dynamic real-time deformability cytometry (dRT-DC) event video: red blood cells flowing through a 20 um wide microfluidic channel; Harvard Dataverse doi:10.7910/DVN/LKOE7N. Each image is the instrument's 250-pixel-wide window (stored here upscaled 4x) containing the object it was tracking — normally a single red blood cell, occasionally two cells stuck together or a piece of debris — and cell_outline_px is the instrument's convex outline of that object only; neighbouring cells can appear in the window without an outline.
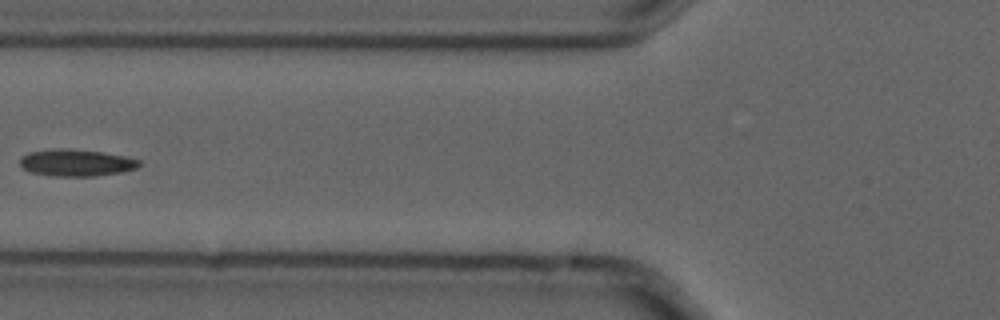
{"species": "common noctule bat (a hibernating species)", "species_latin": "Nyctalus noctula", "temperature_condition": "cold", "stored_images_in_passage": 7, "camera_frame_rate_fps": 3000, "um_per_image_px": 0.085, "animal": {"sex": "male", "forearm_length_mm": 52.5}, "frame": {"image": 1, "passage_image": 6, "time_ms": 1.667, "image_size_px": [1000, 320], "cell_outline_px": [[140, 164], [136, 168], [120, 172], [96, 176], [52, 176], [32, 172], [24, 168], [20, 164], [20, 160], [28, 152], [60, 148], [64, 148], [104, 152], [124, 156], [140, 160]], "centroid_in_image_um": [6.49, 13.83], "position_along_channel_um": 119.3, "area_um2": 18.5}}
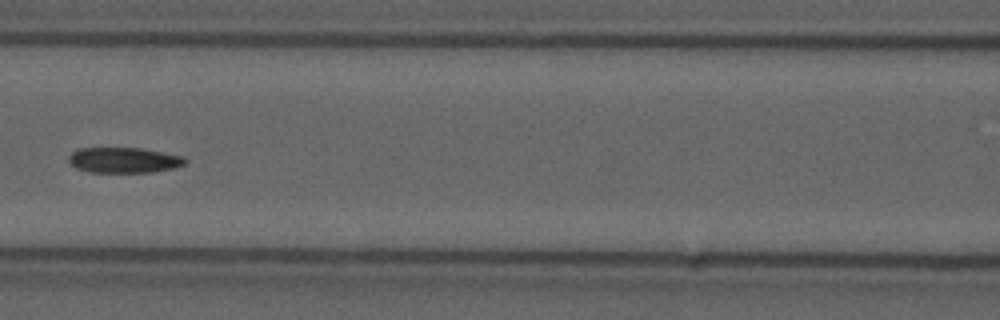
{"frame": {"image": 2, "passage_image": 7, "time_ms": 2.0, "image_size_px": [1000, 320], "cell_outline_px": [[188, 160], [184, 164], [176, 168], [152, 172], [88, 172], [76, 168], [68, 160], [68, 156], [76, 148], [140, 148], [184, 156]], "centroid_in_image_um": [10.54, 13.61], "position_along_channel_um": 156.1, "area_um2": 17.4}}